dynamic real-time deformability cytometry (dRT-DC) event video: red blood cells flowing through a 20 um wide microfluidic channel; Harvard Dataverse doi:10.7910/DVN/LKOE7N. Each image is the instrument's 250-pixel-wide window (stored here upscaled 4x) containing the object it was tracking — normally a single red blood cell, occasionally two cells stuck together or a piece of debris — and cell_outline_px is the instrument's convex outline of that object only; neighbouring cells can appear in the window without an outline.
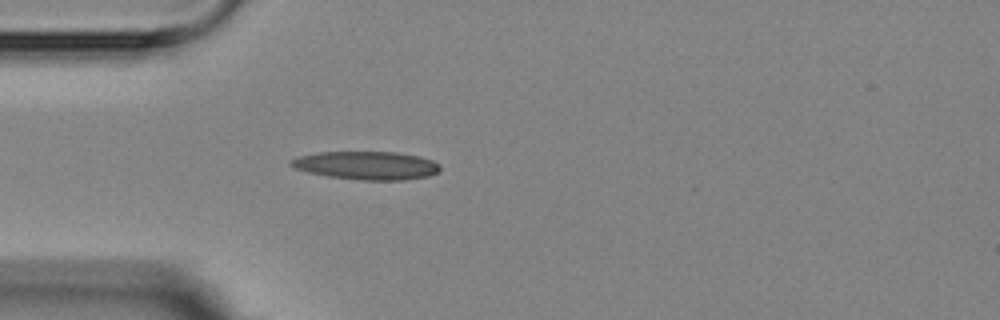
{"species": "Egyptian fruit bat (a non-hibernating species)", "species_latin": "Rousettus aegyptiacus", "temperature_condition": "room temperature", "stored_images_in_passage": 4, "camera_frame_rate_fps": 3000, "um_per_image_px": 0.085, "animal": {"sex": "female"}, "frame": {"image": 1, "passage_image": 4, "time_ms": 3.667, "image_size_px": [1000, 320], "cell_outline_px": [[440, 172], [428, 176], [404, 180], [360, 180], [328, 176], [308, 172], [296, 168], [288, 164], [288, 160], [300, 156], [320, 152], [396, 152], [420, 156], [432, 160], [440, 164]], "centroid_in_image_um": [31.19, 14.06], "position_along_channel_um": 53.8, "area_um2": 24.62}}